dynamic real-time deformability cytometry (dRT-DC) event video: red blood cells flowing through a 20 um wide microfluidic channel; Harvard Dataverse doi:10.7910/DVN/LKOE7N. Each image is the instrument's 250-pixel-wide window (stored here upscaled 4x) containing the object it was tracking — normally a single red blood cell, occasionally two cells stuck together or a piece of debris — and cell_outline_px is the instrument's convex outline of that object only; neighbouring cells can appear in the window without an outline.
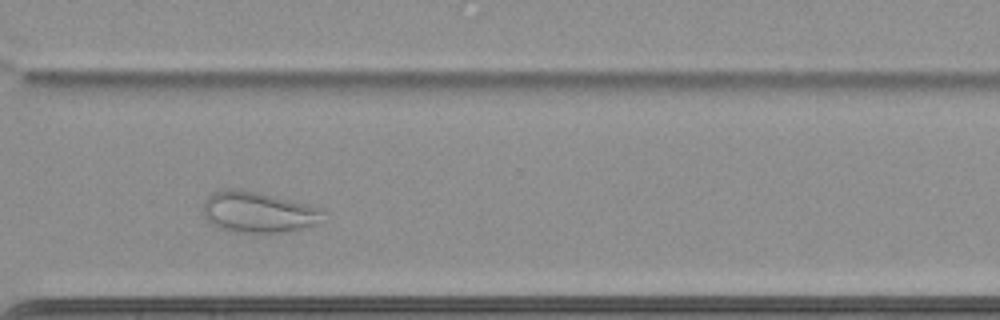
{"species": "common noctule bat (a hibernating species)", "species_latin": "Nyctalus noctula", "temperature_condition": "cold", "stored_images_in_passage": 52, "camera_frame_rate_fps": 3000, "um_per_image_px": 0.085, "animal": {"sex": "female", "body_mass_g": 22.7, "forearm_length_mm": 54.2}, "frame": {"image": 1, "passage_image": 37, "time_ms": 12.0, "image_size_px": [1000, 320], "cell_outline_px": [[328, 220], [300, 228], [280, 232], [236, 232], [220, 228], [212, 224], [204, 216], [204, 200], [208, 196], [216, 192], [232, 188], [240, 188], [308, 204], [320, 208], [324, 212]], "centroid_in_image_um": [21.98, 18.02], "position_along_channel_um": 348.6, "area_um2": 28.44}}
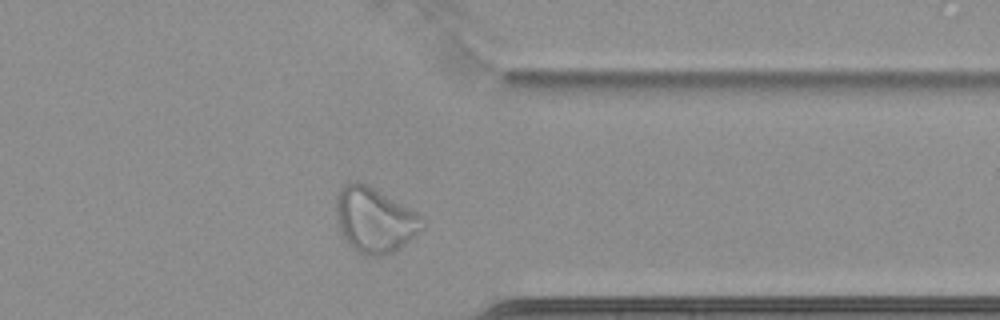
{"frame": {"image": 2, "passage_image": 40, "time_ms": 13.0, "image_size_px": [1000, 320], "cell_outline_px": [[424, 228], [416, 236], [400, 248], [384, 256], [364, 256], [352, 248], [344, 240], [336, 224], [336, 196], [340, 188], [344, 184], [356, 180], [372, 188], [424, 216]], "centroid_in_image_um": [31.83, 18.73], "position_along_channel_um": 379.6, "area_um2": 33.0}}